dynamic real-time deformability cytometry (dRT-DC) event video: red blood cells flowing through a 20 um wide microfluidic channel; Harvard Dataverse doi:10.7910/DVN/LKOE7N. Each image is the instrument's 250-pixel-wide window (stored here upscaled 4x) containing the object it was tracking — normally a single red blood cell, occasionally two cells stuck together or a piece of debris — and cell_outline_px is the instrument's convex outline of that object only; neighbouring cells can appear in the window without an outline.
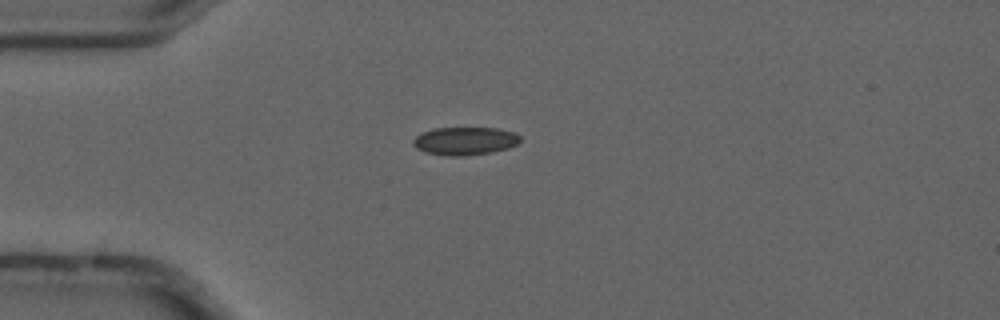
{"species": "common noctule bat (a hibernating species)", "species_latin": "Nyctalus noctula", "temperature_condition": "cold", "stored_images_in_passage": 3, "camera_frame_rate_fps": 3000, "um_per_image_px": 0.085, "animal": {"sex": "male", "forearm_length_mm": 52.5}, "frame": {"image": 1, "passage_image": 3, "time_ms": 0.667, "image_size_px": [1000, 320], "cell_outline_px": [[520, 140], [516, 144], [508, 148], [492, 152], [464, 156], [448, 156], [424, 152], [416, 148], [412, 144], [412, 140], [416, 136], [424, 132], [436, 128], [496, 128], [516, 132], [520, 136]], "centroid_in_image_um": [39.51, 11.99], "position_along_channel_um": 45.5, "area_um2": 17.51}}